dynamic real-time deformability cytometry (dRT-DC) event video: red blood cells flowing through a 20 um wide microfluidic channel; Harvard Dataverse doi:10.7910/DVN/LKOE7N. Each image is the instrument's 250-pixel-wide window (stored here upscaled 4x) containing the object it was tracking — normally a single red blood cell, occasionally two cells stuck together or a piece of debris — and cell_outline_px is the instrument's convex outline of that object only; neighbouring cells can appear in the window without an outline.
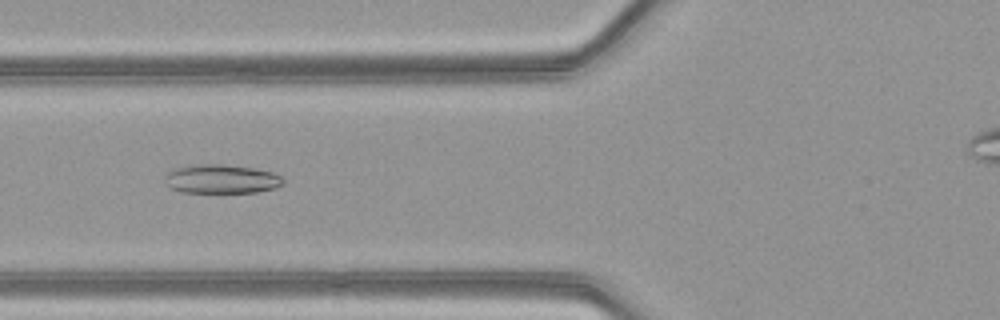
{"species": "common noctule bat (a hibernating species)", "species_latin": "Nyctalus noctula", "temperature_condition": "warm", "stored_images_in_passage": 46, "camera_frame_rate_fps": 3000, "um_per_image_px": 0.085, "animal": {"sex": "female", "body_mass_g": 21.9}, "frame": {"image": 1, "passage_image": 20, "time_ms": 6.333, "image_size_px": [1000, 320], "cell_outline_px": [[284, 184], [276, 188], [256, 192], [180, 192], [164, 184], [164, 176], [172, 168], [188, 164], [224, 164], [252, 168], [272, 172], [280, 176], [284, 180]], "centroid_in_image_um": [18.76, 15.2], "position_along_channel_um": 107.0, "area_um2": 20.23}}
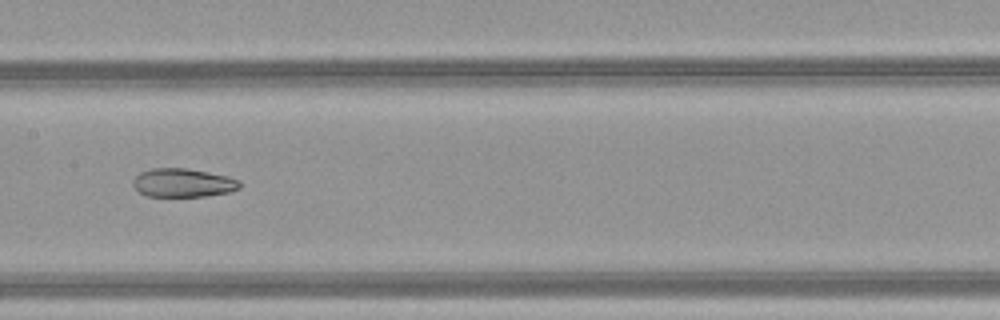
{"frame": {"image": 2, "passage_image": 26, "time_ms": 8.333, "image_size_px": [1000, 320], "cell_outline_px": [[244, 184], [240, 188], [228, 192], [204, 196], [148, 196], [140, 192], [132, 184], [132, 180], [140, 172], [152, 168], [184, 168], [208, 172], [228, 176], [240, 180]], "centroid_in_image_um": [15.59, 15.53], "position_along_channel_um": 191.8, "area_um2": 17.8}}
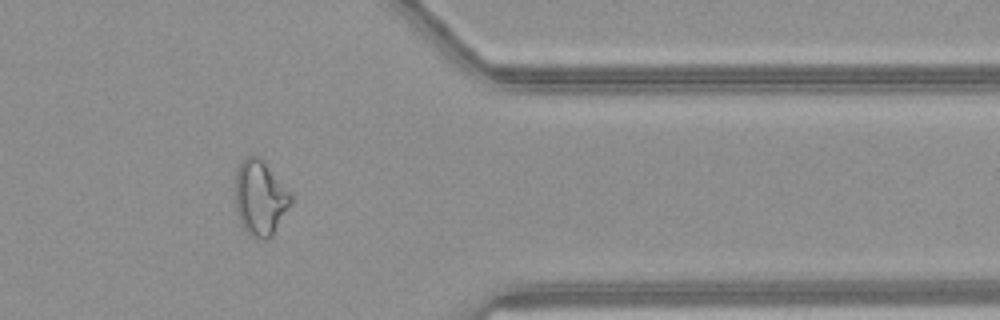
{"frame": {"image": 3, "passage_image": 41, "time_ms": 13.333, "image_size_px": [1000, 320], "cell_outline_px": [[292, 204], [272, 236], [268, 240], [264, 240], [252, 236], [244, 228], [236, 212], [236, 168], [248, 156], [260, 156], [264, 160], [292, 196]], "centroid_in_image_um": [22.13, 16.83], "position_along_channel_um": 389.3, "area_um2": 24.22}}